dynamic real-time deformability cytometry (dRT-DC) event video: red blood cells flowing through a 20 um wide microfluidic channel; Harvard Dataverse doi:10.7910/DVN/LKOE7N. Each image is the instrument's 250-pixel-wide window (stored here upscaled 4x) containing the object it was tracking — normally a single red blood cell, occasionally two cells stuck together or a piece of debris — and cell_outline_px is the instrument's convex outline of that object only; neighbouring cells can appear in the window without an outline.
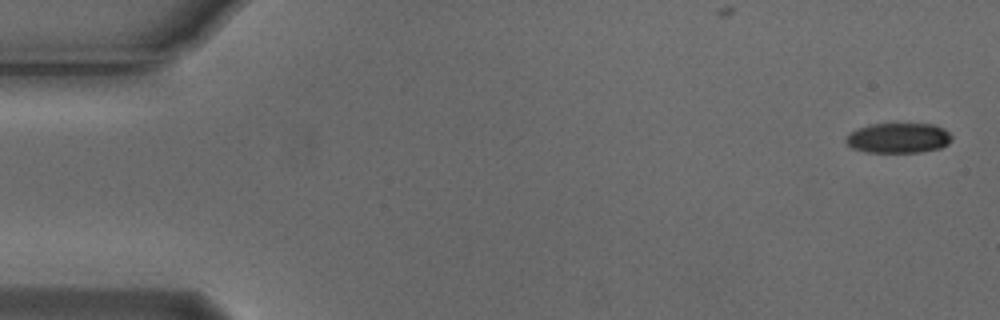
{"species": "Egyptian fruit bat (a non-hibernating species)", "species_latin": "Rousettus aegyptiacus", "temperature_condition": "cold", "stored_images_in_passage": 5, "camera_frame_rate_fps": 3000, "um_per_image_px": 0.085, "animal": {"sex": "male"}, "frame": {"image": 1, "passage_image": 1, "time_ms": 0.0, "image_size_px": [1000, 320], "cell_outline_px": [[952, 140], [948, 144], [940, 148], [920, 152], [868, 152], [852, 148], [844, 140], [856, 128], [872, 124], [932, 124], [944, 128], [952, 136]], "centroid_in_image_um": [76.38, 11.73], "position_along_channel_um": 8.6, "area_um2": 18.5}}
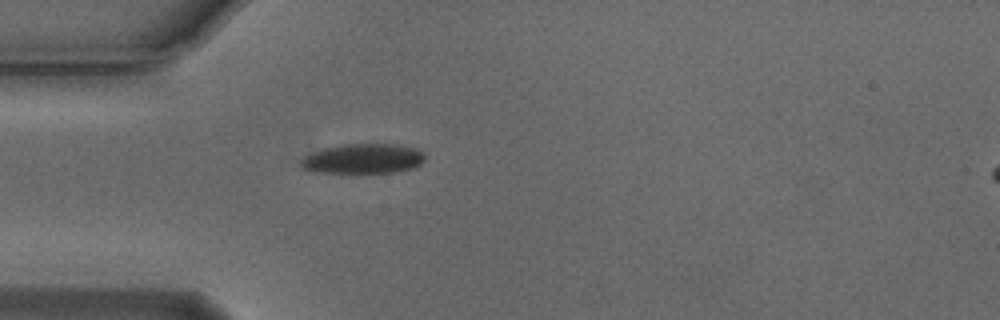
{"frame": {"image": 2, "passage_image": 5, "time_ms": 1.333, "image_size_px": [1000, 320], "cell_outline_px": [[424, 160], [420, 164], [412, 168], [392, 172], [316, 172], [304, 168], [300, 164], [300, 160], [304, 156], [312, 152], [324, 148], [344, 144], [396, 144], [412, 148], [420, 152], [424, 156]], "centroid_in_image_um": [30.82, 13.48], "position_along_channel_um": 54.2, "area_um2": 21.15}}